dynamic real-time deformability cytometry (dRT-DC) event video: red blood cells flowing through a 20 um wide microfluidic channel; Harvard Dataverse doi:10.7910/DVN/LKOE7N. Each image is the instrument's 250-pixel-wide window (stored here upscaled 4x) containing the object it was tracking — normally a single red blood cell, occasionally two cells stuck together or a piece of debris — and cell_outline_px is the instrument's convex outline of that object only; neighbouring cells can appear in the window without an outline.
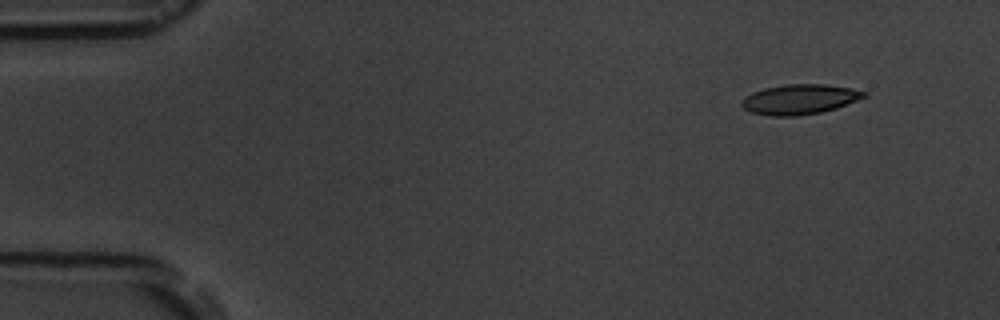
{"species": "common noctule bat (a hibernating species)", "species_latin": "Nyctalus noctula", "temperature_condition": "room temperature", "stored_images_in_passage": 4, "camera_frame_rate_fps": 3000, "um_per_image_px": 0.085, "animal": {"sex": "male", "body_mass_g": 19.5, "forearm_length_mm": 54.6}, "frame": {"image": 1, "passage_image": 1, "time_ms": 0.0, "image_size_px": [1000, 320], "cell_outline_px": [[868, 96], [836, 108], [820, 112], [796, 116], [772, 116], [752, 112], [744, 108], [740, 104], [740, 100], [744, 96], [752, 92], [764, 88], [788, 84], [824, 84], [852, 88], [868, 92]], "centroid_in_image_um": [67.97, 8.43], "position_along_channel_um": 17.0, "area_um2": 21.44}}